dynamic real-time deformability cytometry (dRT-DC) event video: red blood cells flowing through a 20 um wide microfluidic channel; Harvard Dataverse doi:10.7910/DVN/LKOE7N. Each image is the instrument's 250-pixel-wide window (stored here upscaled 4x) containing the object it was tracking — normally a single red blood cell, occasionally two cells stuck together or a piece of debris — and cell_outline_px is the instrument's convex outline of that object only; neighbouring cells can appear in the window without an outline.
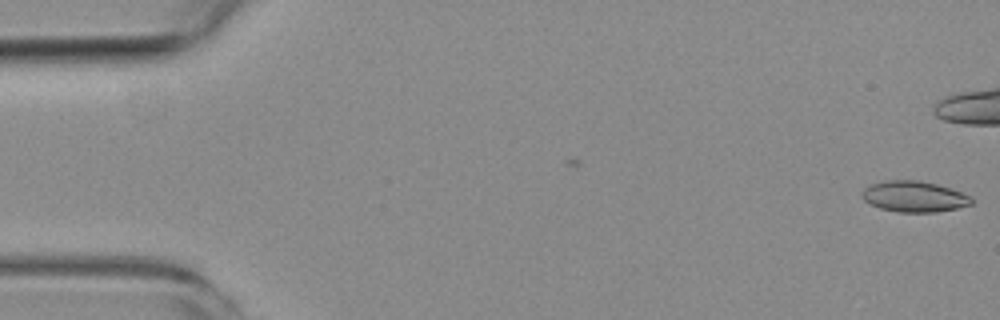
{"species": "common noctule bat (a hibernating species)", "species_latin": "Nyctalus noctula", "temperature_condition": "room temperature", "stored_images_in_passage": 2, "camera_frame_rate_fps": 3000, "um_per_image_px": 0.085, "animal": {"sex": "female", "body_mass_g": 19.3, "forearm_length_mm": 54.1}, "frame": {"image": 1, "passage_image": 2, "time_ms": 1.0, "image_size_px": [1000, 320], "cell_outline_px": [[972, 204], [956, 208], [936, 212], [896, 212], [880, 208], [864, 200], [860, 192], [864, 188], [872, 184], [884, 180], [920, 180], [936, 184], [972, 196]], "centroid_in_image_um": [77.68, 16.7], "position_along_channel_um": 7.3, "area_um2": 19.65}}